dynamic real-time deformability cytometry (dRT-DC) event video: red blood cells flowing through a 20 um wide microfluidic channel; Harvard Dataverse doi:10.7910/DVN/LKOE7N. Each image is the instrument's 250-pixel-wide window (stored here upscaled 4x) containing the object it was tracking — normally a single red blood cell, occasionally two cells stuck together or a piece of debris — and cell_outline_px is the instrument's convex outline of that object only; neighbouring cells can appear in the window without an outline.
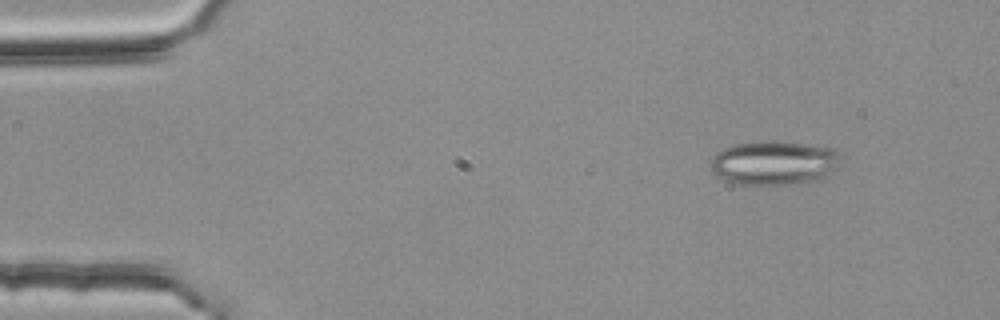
{"species": "common noctule bat (a hibernating species)", "species_latin": "Nyctalus noctula", "temperature_condition": "room temperature", "stored_images_in_passage": 49, "camera_frame_rate_fps": 3000, "um_per_image_px": 0.085, "animal": {"sex": "female", "body_mass_g": 25.1}, "frame": {"image": 1, "passage_image": 1, "time_ms": 0.0, "image_size_px": [1000, 320], "cell_outline_px": [[836, 168], [832, 172], [820, 180], [788, 184], [744, 184], [728, 180], [712, 172], [708, 164], [712, 156], [716, 152], [724, 148], [736, 144], [760, 140], [776, 140], [836, 148]], "centroid_in_image_um": [65.75, 13.82], "position_along_channel_um": 19.2, "area_um2": 33.35}}
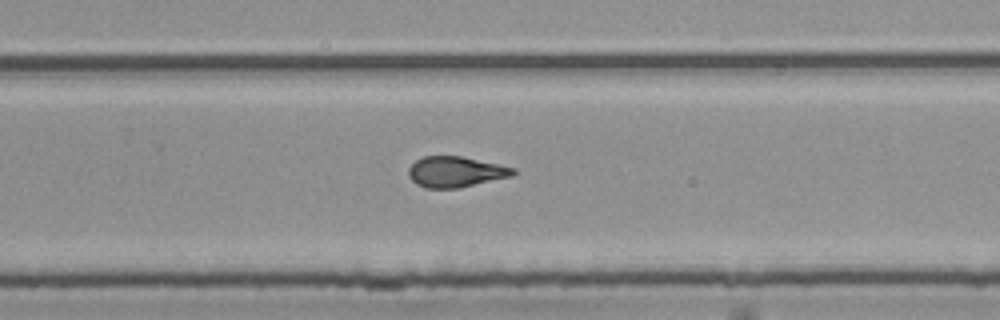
{"frame": {"image": 2, "passage_image": 30, "time_ms": 9.667, "image_size_px": [1000, 320], "cell_outline_px": [[516, 172], [512, 176], [460, 188], [428, 188], [416, 184], [408, 176], [408, 168], [416, 160], [424, 156], [460, 156], [516, 168]], "centroid_in_image_um": [38.72, 14.61], "position_along_channel_um": 291.1, "area_um2": 18.67}}
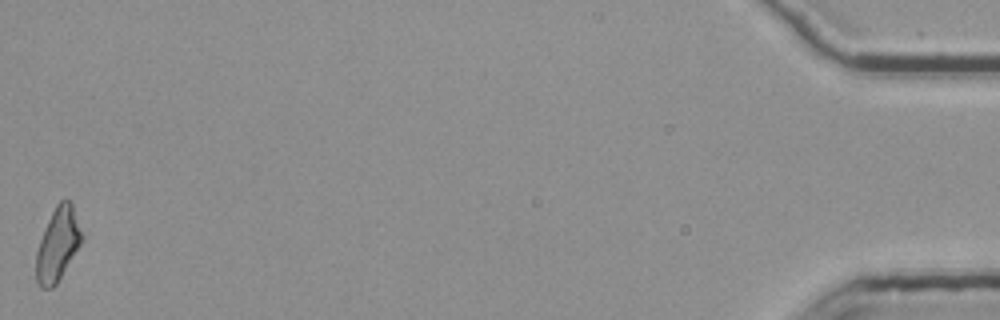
{"frame": {"image": 3, "passage_image": 49, "time_ms": 16.0, "image_size_px": [1000, 320], "cell_outline_px": [[84, 236], [80, 244], [56, 284], [52, 288], [40, 288], [36, 280], [36, 252], [44, 228], [56, 204], [60, 200], [68, 200], [72, 204]], "centroid_in_image_um": [4.9, 20.76], "position_along_channel_um": 430.3, "area_um2": 19.25}, "authors_computed_cell_mechanics": {"area_um2": 19.2474, "velocity_mm_per_s": 3.7947, "shape_relaxation_time_tau1_ms": null, "shape_relaxation_time_tau2_ms": 1.6273, "deformation_change_tau1": null, "deformation_change_tau2": 0.0999}}